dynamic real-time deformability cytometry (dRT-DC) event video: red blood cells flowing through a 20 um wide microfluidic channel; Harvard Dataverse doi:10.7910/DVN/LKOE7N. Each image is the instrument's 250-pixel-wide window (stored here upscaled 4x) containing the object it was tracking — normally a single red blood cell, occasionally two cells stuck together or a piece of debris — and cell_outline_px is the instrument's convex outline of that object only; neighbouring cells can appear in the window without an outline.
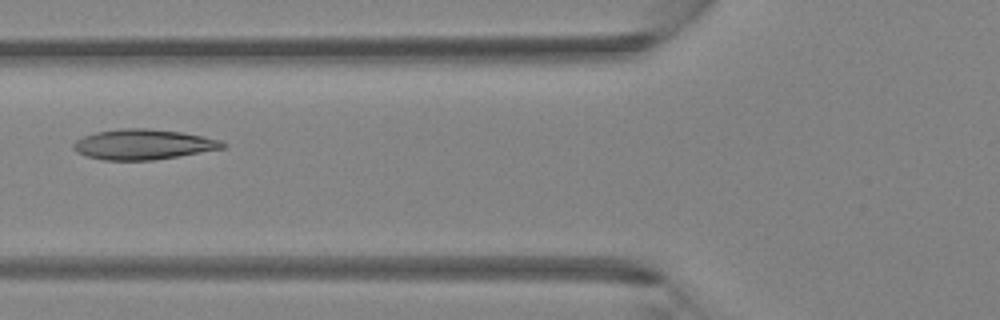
{"species": "Egyptian fruit bat (a non-hibernating species)", "species_latin": "Rousettus aegyptiacus", "temperature_condition": "room temperature", "stored_images_in_passage": 4, "camera_frame_rate_fps": 3000, "um_per_image_px": 0.085, "animal": {"sex": "female"}, "frame": {"image": 1, "passage_image": 4, "time_ms": 1.0, "image_size_px": [1000, 320], "cell_outline_px": [[228, 144], [224, 148], [152, 160], [104, 160], [84, 156], [76, 152], [72, 148], [72, 144], [76, 140], [84, 136], [96, 132], [120, 128], [148, 128], [180, 132], [220, 140]], "centroid_in_image_um": [12.11, 12.27], "position_along_channel_um": 113.7, "area_um2": 26.18}}